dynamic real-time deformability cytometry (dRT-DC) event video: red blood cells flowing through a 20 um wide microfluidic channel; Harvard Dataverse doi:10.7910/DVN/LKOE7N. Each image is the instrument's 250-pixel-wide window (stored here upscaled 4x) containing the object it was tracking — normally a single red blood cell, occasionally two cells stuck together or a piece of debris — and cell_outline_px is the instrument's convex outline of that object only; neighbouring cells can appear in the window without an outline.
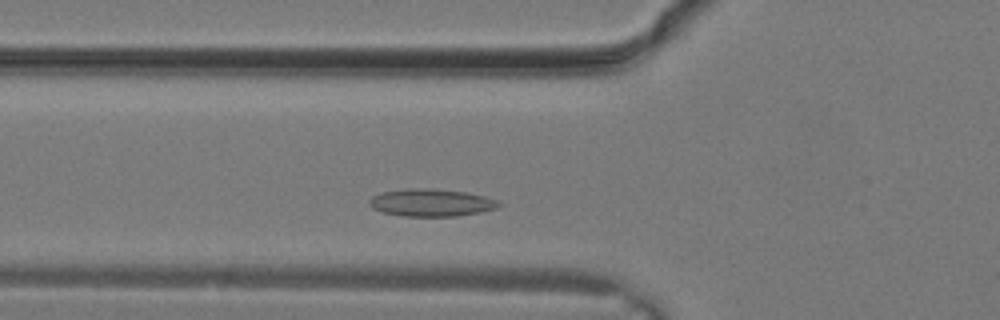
{"species": "common noctule bat (a hibernating species)", "species_latin": "Nyctalus noctula", "temperature_condition": "warm", "stored_images_in_passage": 22, "camera_frame_rate_fps": 3000, "um_per_image_px": 0.085, "animal": {"sex": "male", "body_mass_g": 19.2, "forearm_length_mm": 51.8}, "frame": {"image": 1, "passage_image": 2, "time_ms": 0.333, "image_size_px": [1000, 320], "cell_outline_px": [[500, 204], [496, 208], [480, 212], [456, 216], [400, 216], [380, 212], [372, 208], [368, 204], [368, 200], [372, 196], [384, 192], [408, 188], [432, 188], [464, 192], [484, 196], [496, 200]], "centroid_in_image_um": [36.59, 17.23], "position_along_channel_um": 89.2, "area_um2": 20.69}}
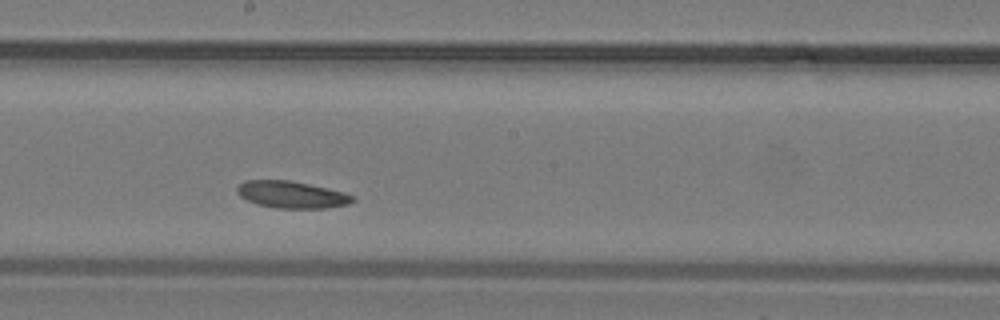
{"frame": {"image": 2, "passage_image": 8, "time_ms": 2.333, "image_size_px": [1000, 320], "cell_outline_px": [[356, 200], [348, 204], [328, 208], [276, 208], [256, 204], [240, 196], [236, 192], [236, 188], [244, 180], [288, 180], [308, 184], [344, 192], [356, 196]], "centroid_in_image_um": [24.8, 16.55], "position_along_channel_um": 223.4, "area_um2": 18.21}}
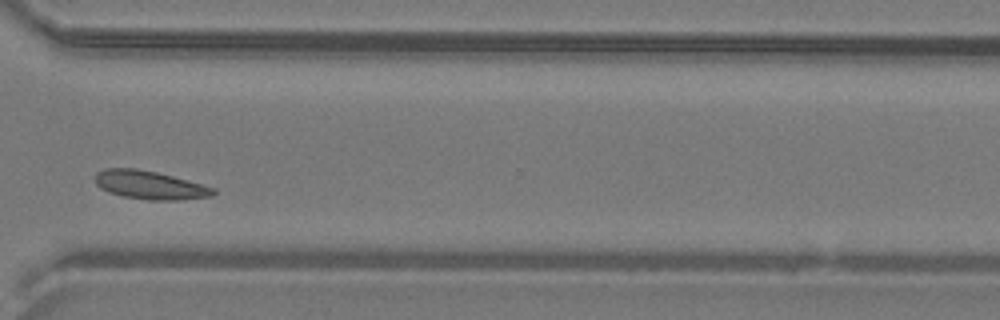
{"frame": {"image": 3, "passage_image": 14, "time_ms": 4.333, "image_size_px": [1000, 320], "cell_outline_px": [[216, 192], [212, 196], [180, 200], [148, 200], [124, 196], [108, 192], [100, 188], [96, 184], [96, 172], [104, 168], [136, 168], [156, 172], [172, 176], [216, 188]], "centroid_in_image_um": [12.73, 15.73], "position_along_channel_um": 357.9, "area_um2": 19.54}}